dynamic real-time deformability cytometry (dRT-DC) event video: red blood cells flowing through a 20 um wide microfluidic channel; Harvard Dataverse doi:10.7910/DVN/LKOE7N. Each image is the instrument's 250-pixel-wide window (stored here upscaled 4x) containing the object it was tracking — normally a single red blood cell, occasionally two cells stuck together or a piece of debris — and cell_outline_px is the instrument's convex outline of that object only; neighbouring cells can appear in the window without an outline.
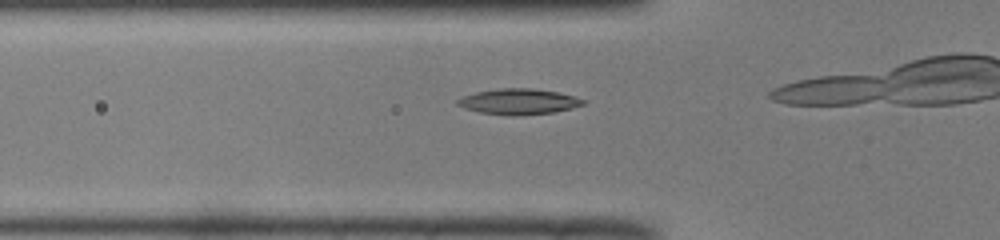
{"species": "common noctule bat (a hibernating species)", "species_latin": "Nyctalus noctula", "temperature_condition": "room temperature", "stored_images_in_passage": 14, "camera_frame_rate_fps": 3000, "um_per_image_px": 0.085, "animal": {"sex": "male", "body_mass_g": 19.0, "forearm_length_mm": 50.8}, "frame": {"image": 1, "passage_image": 12, "time_ms": 3.667, "image_size_px": [1000, 240], "cell_outline_px": [[584, 104], [572, 108], [552, 112], [516, 116], [512, 116], [480, 112], [464, 108], [456, 104], [456, 100], [464, 96], [476, 92], [500, 88], [532, 88], [556, 92], [572, 96], [584, 100]], "centroid_in_image_um": [44.04, 8.64], "position_along_channel_um": 81.8, "area_um2": 18.55}}